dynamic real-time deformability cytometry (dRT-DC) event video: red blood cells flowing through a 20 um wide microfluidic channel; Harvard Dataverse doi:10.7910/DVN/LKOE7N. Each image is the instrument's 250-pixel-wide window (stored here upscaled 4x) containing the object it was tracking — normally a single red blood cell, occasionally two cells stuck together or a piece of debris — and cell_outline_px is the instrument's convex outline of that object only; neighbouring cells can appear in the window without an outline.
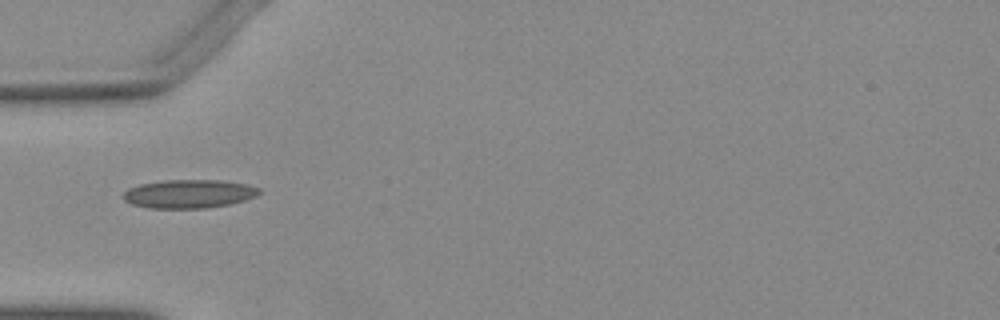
{"species": "Egyptian fruit bat (a non-hibernating species)", "species_latin": "Rousettus aegyptiacus", "temperature_condition": "warm", "stored_images_in_passage": 36, "camera_frame_rate_fps": 3000, "um_per_image_px": 0.085, "animal": {"sex": "female"}, "frame": {"image": 1, "passage_image": 1, "time_ms": 0.0, "image_size_px": [1000, 320], "cell_outline_px": [[260, 192], [256, 196], [244, 200], [228, 204], [208, 208], [152, 208], [132, 204], [124, 200], [124, 192], [128, 188], [140, 184], [164, 180], [220, 180], [248, 184], [260, 188]], "centroid_in_image_um": [16.07, 16.47], "position_along_channel_um": 68.9, "area_um2": 22.54}}
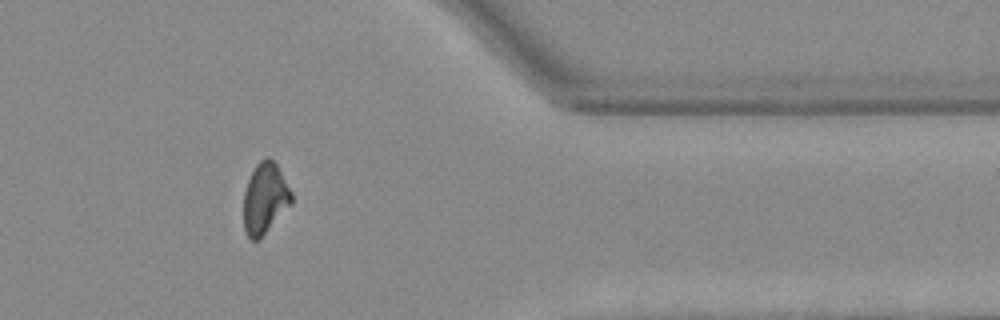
{"frame": {"image": 2, "passage_image": 27, "time_ms": 8.667, "image_size_px": [1000, 320], "cell_outline_px": [[292, 204], [260, 240], [252, 240], [248, 236], [244, 228], [244, 192], [248, 180], [256, 164], [264, 156], [268, 156], [276, 164], [292, 192]], "centroid_in_image_um": [22.53, 16.88], "position_along_channel_um": 388.9, "area_um2": 19.88}}
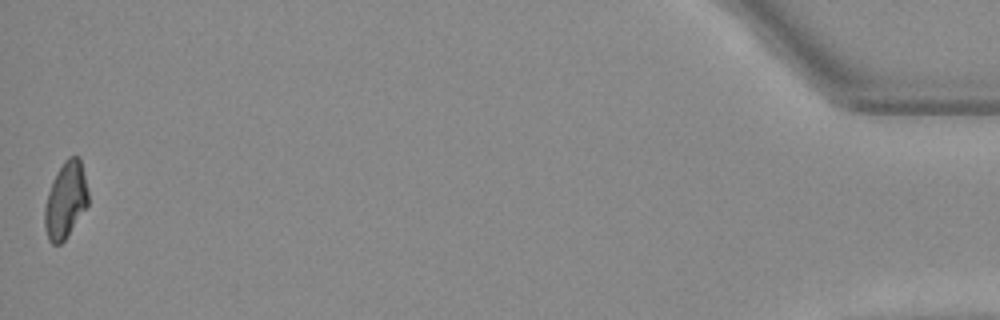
{"frame": {"image": 3, "passage_image": 36, "time_ms": 11.667, "image_size_px": [1000, 320], "cell_outline_px": [[88, 204], [64, 240], [60, 244], [52, 244], [48, 240], [44, 228], [44, 208], [48, 192], [64, 160], [68, 156], [80, 156], [88, 192]], "centroid_in_image_um": [5.57, 17.02], "position_along_channel_um": 429.6, "area_um2": 19.07}}